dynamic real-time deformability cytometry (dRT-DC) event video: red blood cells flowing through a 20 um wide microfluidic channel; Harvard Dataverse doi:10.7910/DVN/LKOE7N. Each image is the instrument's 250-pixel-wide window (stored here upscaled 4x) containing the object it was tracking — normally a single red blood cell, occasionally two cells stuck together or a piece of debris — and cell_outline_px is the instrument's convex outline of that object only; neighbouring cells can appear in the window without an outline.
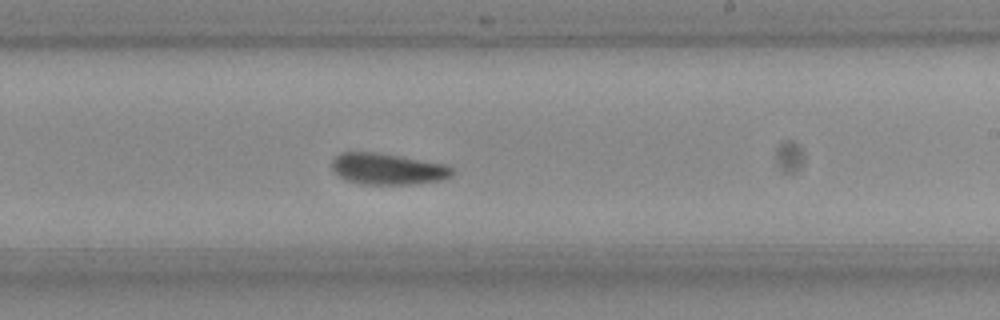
{"species": "Egyptian fruit bat (a non-hibernating species)", "species_latin": "Rousettus aegyptiacus", "temperature_condition": "room temperature", "stored_images_in_passage": 54, "camera_frame_rate_fps": 3000, "um_per_image_px": 0.085, "frame": {"image": 1, "passage_image": 31, "time_ms": 10.0, "image_size_px": [1000, 320], "cell_outline_px": [[456, 172], [452, 176], [444, 180], [416, 184], [360, 184], [344, 180], [332, 168], [332, 160], [340, 152], [376, 152], [400, 156], [444, 164], [452, 168]], "centroid_in_image_um": [32.97, 14.37], "position_along_channel_um": 256.0, "area_um2": 22.08}, "authors_computed_cell_mechanics": {"area_um2": 21.7906, "velocity_mm_per_s": 3.7067, "shape_relaxation_time_tau1_ms": null, "shape_relaxation_time_tau2_ms": 3.5557, "deformation_change_tau1": null, "deformation_change_tau2": 0.0844}}